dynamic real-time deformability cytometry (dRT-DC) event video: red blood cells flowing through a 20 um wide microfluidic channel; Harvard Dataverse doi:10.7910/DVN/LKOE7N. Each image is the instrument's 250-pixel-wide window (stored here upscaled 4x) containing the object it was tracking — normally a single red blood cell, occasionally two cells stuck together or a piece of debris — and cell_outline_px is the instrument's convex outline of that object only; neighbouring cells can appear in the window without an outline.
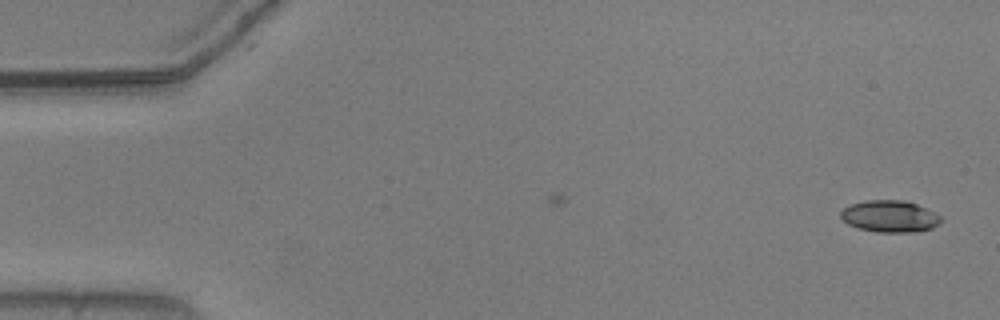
{"species": "common noctule bat (a hibernating species)", "species_latin": "Nyctalus noctula", "temperature_condition": "warm", "stored_images_in_passage": 49, "camera_frame_rate_fps": 3000, "um_per_image_px": 0.085, "animal": {"sex": "male", "body_mass_g": 20.5, "forearm_length_mm": 52.5}, "frame": {"image": 1, "passage_image": 1, "time_ms": 0.0, "image_size_px": [1000, 320], "cell_outline_px": [[944, 220], [940, 224], [932, 228], [912, 232], [876, 232], [860, 228], [848, 224], [840, 216], [840, 212], [844, 208], [852, 204], [868, 200], [904, 200], [916, 204], [940, 216]], "centroid_in_image_um": [75.65, 18.39], "position_along_channel_um": 9.4, "area_um2": 18.38}}
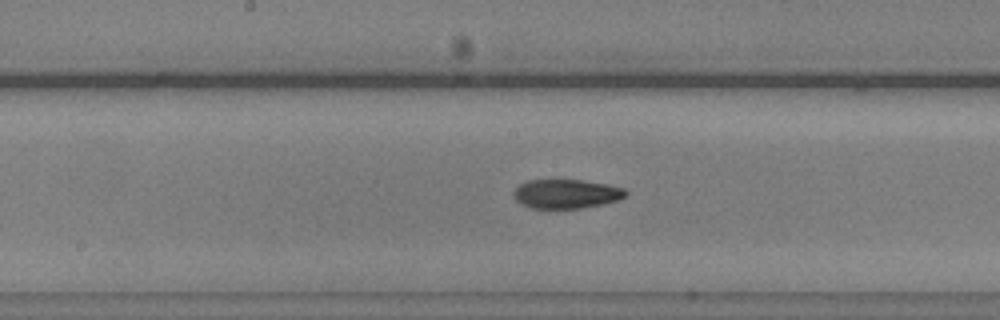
{"frame": {"image": 2, "passage_image": 27, "time_ms": 8.667, "image_size_px": [1000, 320], "cell_outline_px": [[628, 196], [620, 200], [604, 204], [580, 208], [532, 208], [520, 204], [512, 196], [512, 192], [520, 184], [528, 180], [580, 180], [608, 184], [624, 188], [628, 192]], "centroid_in_image_um": [48.16, 16.48], "position_along_channel_um": 200.0, "area_um2": 19.25}}
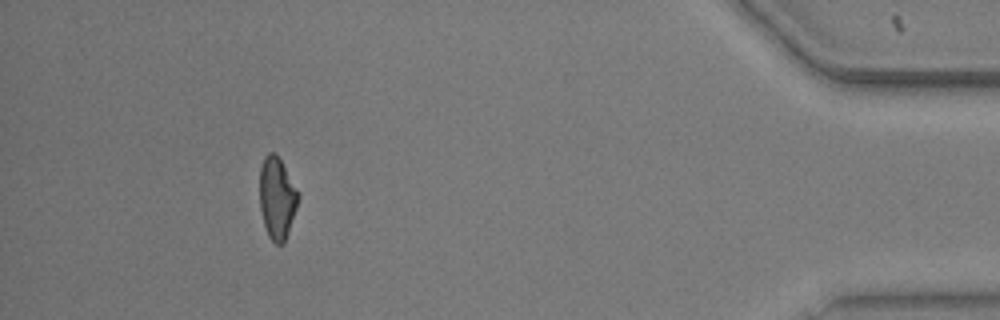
{"frame": {"image": 3, "passage_image": 49, "time_ms": 16.0, "image_size_px": [1000, 320], "cell_outline_px": [[300, 196], [284, 244], [276, 244], [268, 236], [264, 224], [260, 208], [260, 168], [264, 156], [268, 152], [276, 152], [300, 192]], "centroid_in_image_um": [23.55, 16.8], "position_along_channel_um": 411.6, "area_um2": 18.55}, "authors_computed_cell_mechanics": {"area_um2": 19.1318, "velocity_mm_per_s": 3.7135, "shape_relaxation_time_tau1_ms": null, "shape_relaxation_time_tau2_ms": 4.2592, "deformation_change_tau1": null, "deformation_change_tau2": 0.1049}}